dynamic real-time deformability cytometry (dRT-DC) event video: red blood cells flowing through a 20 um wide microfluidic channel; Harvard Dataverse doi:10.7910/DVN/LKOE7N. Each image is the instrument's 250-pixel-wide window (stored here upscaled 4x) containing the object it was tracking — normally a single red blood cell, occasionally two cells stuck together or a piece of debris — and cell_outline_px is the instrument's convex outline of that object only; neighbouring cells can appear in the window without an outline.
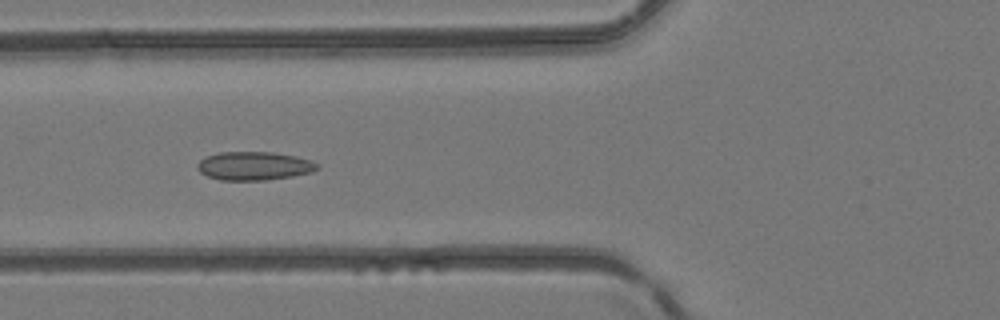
{"species": "common noctule bat (a hibernating species)", "species_latin": "Nyctalus noctula", "temperature_condition": "room temperature", "stored_images_in_passage": 46, "camera_frame_rate_fps": 3000, "um_per_image_px": 0.085, "animal": {"sex": "female", "body_mass_g": 24.6, "forearm_length_mm": 56.2}, "frame": {"image": 1, "passage_image": 16, "time_ms": 5.0, "image_size_px": [1000, 320], "cell_outline_px": [[320, 168], [312, 172], [292, 176], [264, 180], [220, 180], [208, 176], [200, 172], [196, 168], [196, 164], [204, 156], [220, 152], [272, 152], [296, 156], [312, 160], [320, 164]], "centroid_in_image_um": [21.61, 14.09], "position_along_channel_um": 104.2, "area_um2": 20.11}}
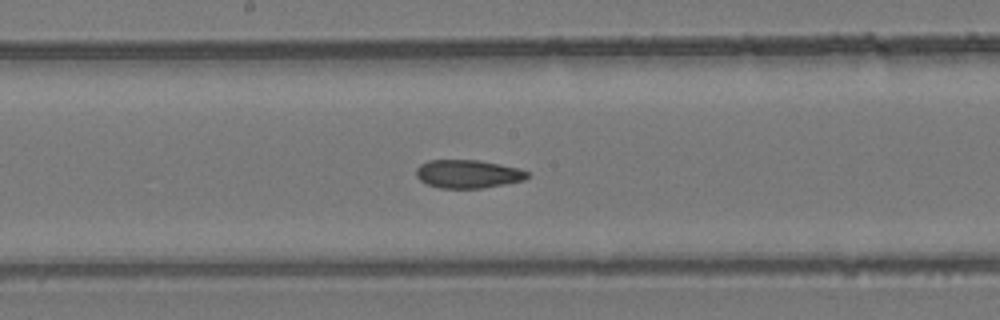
{"frame": {"image": 2, "passage_image": 23, "time_ms": 7.333, "image_size_px": [1000, 320], "cell_outline_px": [[528, 176], [524, 180], [504, 184], [480, 188], [440, 188], [428, 184], [420, 180], [416, 176], [416, 168], [420, 164], [428, 160], [480, 160], [520, 168], [528, 172]], "centroid_in_image_um": [39.76, 14.77], "position_along_channel_um": 208.4, "area_um2": 18.32}}
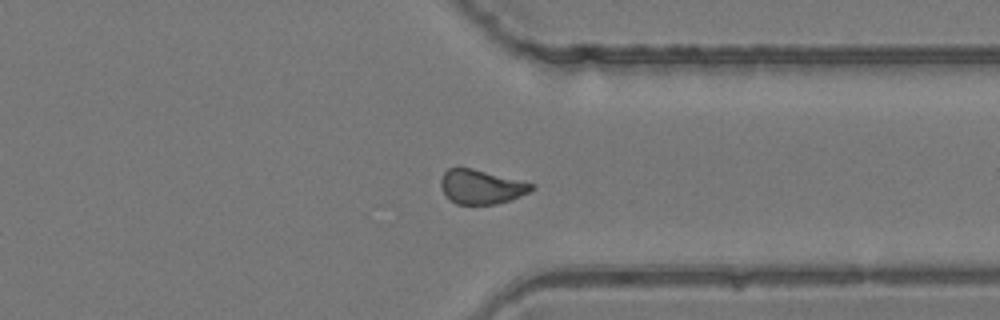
{"frame": {"image": 3, "passage_image": 34, "time_ms": 11.0, "image_size_px": [1000, 320], "cell_outline_px": [[536, 188], [520, 196], [508, 200], [492, 204], [456, 204], [444, 192], [440, 184], [440, 180], [444, 172], [448, 168], [472, 168], [536, 184]], "centroid_in_image_um": [40.92, 15.86], "position_along_channel_um": 370.5, "area_um2": 17.86}}